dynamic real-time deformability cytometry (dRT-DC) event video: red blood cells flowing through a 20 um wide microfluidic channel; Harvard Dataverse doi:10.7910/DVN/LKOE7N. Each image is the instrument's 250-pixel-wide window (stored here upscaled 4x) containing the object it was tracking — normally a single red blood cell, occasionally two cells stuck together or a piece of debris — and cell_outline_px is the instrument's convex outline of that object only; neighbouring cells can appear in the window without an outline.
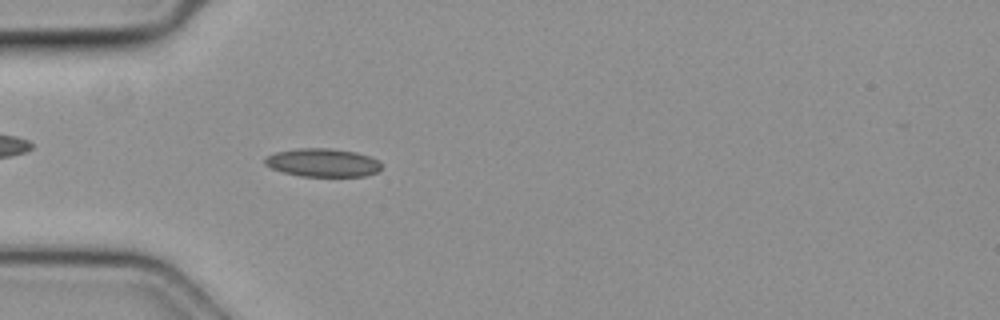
{"species": "common noctule bat (a hibernating species)", "species_latin": "Nyctalus noctula", "temperature_condition": "cold", "stored_images_in_passage": 45, "camera_frame_rate_fps": 3000, "um_per_image_px": 0.085, "animal": {"sex": "female", "body_mass_g": 19.3, "forearm_length_mm": 54.1}, "frame": {"image": 1, "passage_image": 11, "time_ms": 3.333, "image_size_px": [1000, 320], "cell_outline_px": [[380, 168], [376, 172], [364, 176], [300, 176], [284, 172], [272, 168], [264, 164], [264, 160], [268, 156], [276, 152], [296, 148], [332, 148], [356, 152], [380, 160]], "centroid_in_image_um": [27.43, 13.81], "position_along_channel_um": 57.6, "area_um2": 19.13}}
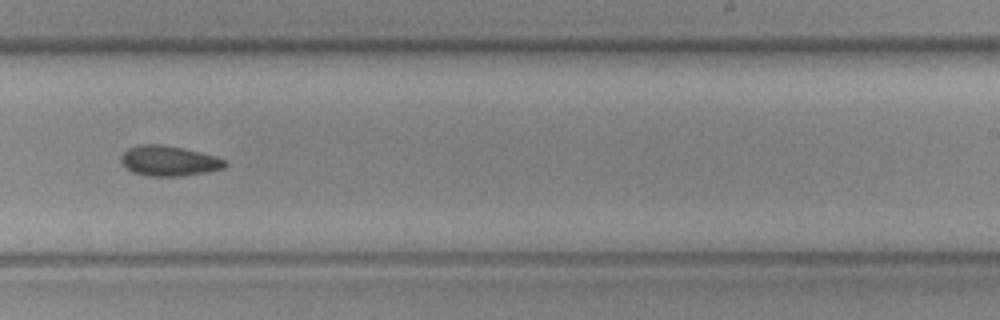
{"frame": {"image": 2, "passage_image": 27, "time_ms": 8.667, "image_size_px": [1000, 320], "cell_outline_px": [[228, 164], [224, 168], [204, 172], [180, 176], [148, 176], [132, 172], [120, 160], [124, 152], [128, 148], [140, 144], [160, 144], [184, 148], [200, 152], [224, 160]], "centroid_in_image_um": [14.34, 13.67], "position_along_channel_um": 274.7, "area_um2": 18.03}}
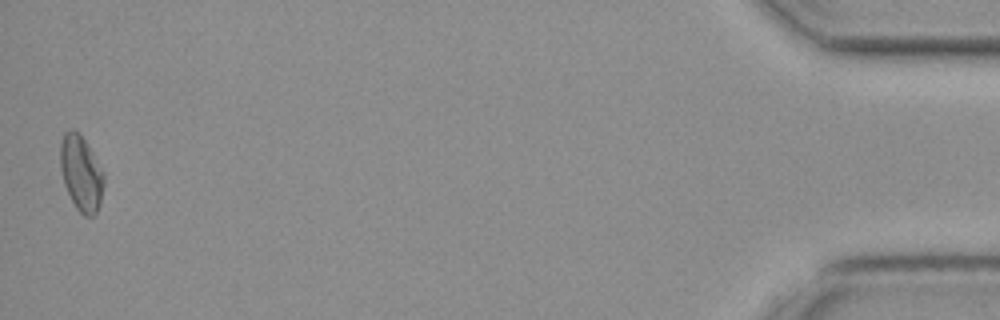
{"frame": {"image": 3, "passage_image": 45, "time_ms": 14.667, "image_size_px": [1000, 320], "cell_outline_px": [[104, 184], [100, 204], [96, 212], [92, 216], [84, 216], [76, 208], [64, 184], [60, 168], [60, 144], [64, 132], [68, 128], [72, 128], [80, 132], [104, 172]], "centroid_in_image_um": [6.89, 14.68], "position_along_channel_um": 428.3, "area_um2": 19.31}}